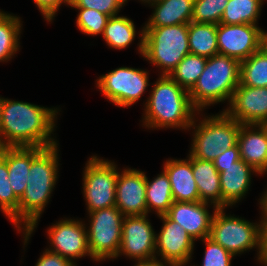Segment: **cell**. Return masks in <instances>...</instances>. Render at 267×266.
<instances>
[{
	"label": "cell",
	"mask_w": 267,
	"mask_h": 266,
	"mask_svg": "<svg viewBox=\"0 0 267 266\" xmlns=\"http://www.w3.org/2000/svg\"><path fill=\"white\" fill-rule=\"evenodd\" d=\"M252 171L258 173L242 159L234 162L229 167H222V172L219 174L224 209L237 203L247 193L251 183Z\"/></svg>",
	"instance_id": "cell-20"
},
{
	"label": "cell",
	"mask_w": 267,
	"mask_h": 266,
	"mask_svg": "<svg viewBox=\"0 0 267 266\" xmlns=\"http://www.w3.org/2000/svg\"><path fill=\"white\" fill-rule=\"evenodd\" d=\"M6 163V147H0V209L18 228V204L10 182Z\"/></svg>",
	"instance_id": "cell-31"
},
{
	"label": "cell",
	"mask_w": 267,
	"mask_h": 266,
	"mask_svg": "<svg viewBox=\"0 0 267 266\" xmlns=\"http://www.w3.org/2000/svg\"><path fill=\"white\" fill-rule=\"evenodd\" d=\"M188 44L191 54L205 58L219 54L217 25L210 23H188Z\"/></svg>",
	"instance_id": "cell-24"
},
{
	"label": "cell",
	"mask_w": 267,
	"mask_h": 266,
	"mask_svg": "<svg viewBox=\"0 0 267 266\" xmlns=\"http://www.w3.org/2000/svg\"><path fill=\"white\" fill-rule=\"evenodd\" d=\"M206 63L207 58L189 53L179 62L169 76L181 87L190 91L197 83Z\"/></svg>",
	"instance_id": "cell-29"
},
{
	"label": "cell",
	"mask_w": 267,
	"mask_h": 266,
	"mask_svg": "<svg viewBox=\"0 0 267 266\" xmlns=\"http://www.w3.org/2000/svg\"><path fill=\"white\" fill-rule=\"evenodd\" d=\"M240 61L221 54L207 58L197 83L189 91L193 106L200 111L210 104L230 102L240 83Z\"/></svg>",
	"instance_id": "cell-4"
},
{
	"label": "cell",
	"mask_w": 267,
	"mask_h": 266,
	"mask_svg": "<svg viewBox=\"0 0 267 266\" xmlns=\"http://www.w3.org/2000/svg\"><path fill=\"white\" fill-rule=\"evenodd\" d=\"M167 263V264H166ZM137 265L135 266H182L180 264L172 263V262H161V260H153V261H148V262H143V263H136ZM166 264V265H165Z\"/></svg>",
	"instance_id": "cell-40"
},
{
	"label": "cell",
	"mask_w": 267,
	"mask_h": 266,
	"mask_svg": "<svg viewBox=\"0 0 267 266\" xmlns=\"http://www.w3.org/2000/svg\"><path fill=\"white\" fill-rule=\"evenodd\" d=\"M41 147H6V163L9 182L15 196L20 199L27 187V178L33 158Z\"/></svg>",
	"instance_id": "cell-21"
},
{
	"label": "cell",
	"mask_w": 267,
	"mask_h": 266,
	"mask_svg": "<svg viewBox=\"0 0 267 266\" xmlns=\"http://www.w3.org/2000/svg\"><path fill=\"white\" fill-rule=\"evenodd\" d=\"M262 47L267 51V32L262 30Z\"/></svg>",
	"instance_id": "cell-42"
},
{
	"label": "cell",
	"mask_w": 267,
	"mask_h": 266,
	"mask_svg": "<svg viewBox=\"0 0 267 266\" xmlns=\"http://www.w3.org/2000/svg\"><path fill=\"white\" fill-rule=\"evenodd\" d=\"M116 181L115 207L126 216L147 215L146 175L136 169H124Z\"/></svg>",
	"instance_id": "cell-14"
},
{
	"label": "cell",
	"mask_w": 267,
	"mask_h": 266,
	"mask_svg": "<svg viewBox=\"0 0 267 266\" xmlns=\"http://www.w3.org/2000/svg\"><path fill=\"white\" fill-rule=\"evenodd\" d=\"M146 205L147 214L152 209L156 210L157 215H164L169 211V208L174 202L171 190V184L166 172H163L149 181L146 176Z\"/></svg>",
	"instance_id": "cell-25"
},
{
	"label": "cell",
	"mask_w": 267,
	"mask_h": 266,
	"mask_svg": "<svg viewBox=\"0 0 267 266\" xmlns=\"http://www.w3.org/2000/svg\"><path fill=\"white\" fill-rule=\"evenodd\" d=\"M241 160L238 143L213 160L217 171L222 172V167H229L234 162Z\"/></svg>",
	"instance_id": "cell-36"
},
{
	"label": "cell",
	"mask_w": 267,
	"mask_h": 266,
	"mask_svg": "<svg viewBox=\"0 0 267 266\" xmlns=\"http://www.w3.org/2000/svg\"><path fill=\"white\" fill-rule=\"evenodd\" d=\"M265 172H267V163H266V167H265V169H264L260 174H263V173H265Z\"/></svg>",
	"instance_id": "cell-45"
},
{
	"label": "cell",
	"mask_w": 267,
	"mask_h": 266,
	"mask_svg": "<svg viewBox=\"0 0 267 266\" xmlns=\"http://www.w3.org/2000/svg\"><path fill=\"white\" fill-rule=\"evenodd\" d=\"M136 35L135 26L127 17L112 16L109 18L103 37L111 48L123 49L128 47Z\"/></svg>",
	"instance_id": "cell-28"
},
{
	"label": "cell",
	"mask_w": 267,
	"mask_h": 266,
	"mask_svg": "<svg viewBox=\"0 0 267 266\" xmlns=\"http://www.w3.org/2000/svg\"><path fill=\"white\" fill-rule=\"evenodd\" d=\"M141 1H143V2L145 1L146 3L152 5V4H154V3L159 2L160 0H141ZM125 2H127V0H124V3H125Z\"/></svg>",
	"instance_id": "cell-43"
},
{
	"label": "cell",
	"mask_w": 267,
	"mask_h": 266,
	"mask_svg": "<svg viewBox=\"0 0 267 266\" xmlns=\"http://www.w3.org/2000/svg\"><path fill=\"white\" fill-rule=\"evenodd\" d=\"M229 0H195L191 22L220 24Z\"/></svg>",
	"instance_id": "cell-32"
},
{
	"label": "cell",
	"mask_w": 267,
	"mask_h": 266,
	"mask_svg": "<svg viewBox=\"0 0 267 266\" xmlns=\"http://www.w3.org/2000/svg\"><path fill=\"white\" fill-rule=\"evenodd\" d=\"M237 143L241 159L261 173L267 163V125L241 124Z\"/></svg>",
	"instance_id": "cell-18"
},
{
	"label": "cell",
	"mask_w": 267,
	"mask_h": 266,
	"mask_svg": "<svg viewBox=\"0 0 267 266\" xmlns=\"http://www.w3.org/2000/svg\"><path fill=\"white\" fill-rule=\"evenodd\" d=\"M146 217H124L121 245L116 257L123 253L138 260V263L156 260V234Z\"/></svg>",
	"instance_id": "cell-11"
},
{
	"label": "cell",
	"mask_w": 267,
	"mask_h": 266,
	"mask_svg": "<svg viewBox=\"0 0 267 266\" xmlns=\"http://www.w3.org/2000/svg\"><path fill=\"white\" fill-rule=\"evenodd\" d=\"M206 243L202 266H231L233 255L211 238L202 239Z\"/></svg>",
	"instance_id": "cell-34"
},
{
	"label": "cell",
	"mask_w": 267,
	"mask_h": 266,
	"mask_svg": "<svg viewBox=\"0 0 267 266\" xmlns=\"http://www.w3.org/2000/svg\"><path fill=\"white\" fill-rule=\"evenodd\" d=\"M57 110L23 101H2L0 118V147H51ZM4 137H2V136ZM3 138V139H2Z\"/></svg>",
	"instance_id": "cell-1"
},
{
	"label": "cell",
	"mask_w": 267,
	"mask_h": 266,
	"mask_svg": "<svg viewBox=\"0 0 267 266\" xmlns=\"http://www.w3.org/2000/svg\"><path fill=\"white\" fill-rule=\"evenodd\" d=\"M138 49L144 58L162 69V75H170L190 53L188 24L144 27Z\"/></svg>",
	"instance_id": "cell-5"
},
{
	"label": "cell",
	"mask_w": 267,
	"mask_h": 266,
	"mask_svg": "<svg viewBox=\"0 0 267 266\" xmlns=\"http://www.w3.org/2000/svg\"><path fill=\"white\" fill-rule=\"evenodd\" d=\"M240 84L248 87H267V51L263 47L241 61Z\"/></svg>",
	"instance_id": "cell-26"
},
{
	"label": "cell",
	"mask_w": 267,
	"mask_h": 266,
	"mask_svg": "<svg viewBox=\"0 0 267 266\" xmlns=\"http://www.w3.org/2000/svg\"><path fill=\"white\" fill-rule=\"evenodd\" d=\"M111 161L93 156L84 170L83 190L88 212L115 206L118 173Z\"/></svg>",
	"instance_id": "cell-9"
},
{
	"label": "cell",
	"mask_w": 267,
	"mask_h": 266,
	"mask_svg": "<svg viewBox=\"0 0 267 266\" xmlns=\"http://www.w3.org/2000/svg\"><path fill=\"white\" fill-rule=\"evenodd\" d=\"M159 218L164 224L160 234L156 235V253H160L161 260L164 262L186 265L191 259L194 240L184 228L172 221L166 214L159 215Z\"/></svg>",
	"instance_id": "cell-16"
},
{
	"label": "cell",
	"mask_w": 267,
	"mask_h": 266,
	"mask_svg": "<svg viewBox=\"0 0 267 266\" xmlns=\"http://www.w3.org/2000/svg\"><path fill=\"white\" fill-rule=\"evenodd\" d=\"M21 23L18 17L0 11V61H8L19 49Z\"/></svg>",
	"instance_id": "cell-30"
},
{
	"label": "cell",
	"mask_w": 267,
	"mask_h": 266,
	"mask_svg": "<svg viewBox=\"0 0 267 266\" xmlns=\"http://www.w3.org/2000/svg\"><path fill=\"white\" fill-rule=\"evenodd\" d=\"M264 0H229L226 5L221 24L257 25Z\"/></svg>",
	"instance_id": "cell-27"
},
{
	"label": "cell",
	"mask_w": 267,
	"mask_h": 266,
	"mask_svg": "<svg viewBox=\"0 0 267 266\" xmlns=\"http://www.w3.org/2000/svg\"><path fill=\"white\" fill-rule=\"evenodd\" d=\"M195 0H160L145 27H164L191 22Z\"/></svg>",
	"instance_id": "cell-23"
},
{
	"label": "cell",
	"mask_w": 267,
	"mask_h": 266,
	"mask_svg": "<svg viewBox=\"0 0 267 266\" xmlns=\"http://www.w3.org/2000/svg\"><path fill=\"white\" fill-rule=\"evenodd\" d=\"M70 6L96 10L112 17L124 6V0H70Z\"/></svg>",
	"instance_id": "cell-35"
},
{
	"label": "cell",
	"mask_w": 267,
	"mask_h": 266,
	"mask_svg": "<svg viewBox=\"0 0 267 266\" xmlns=\"http://www.w3.org/2000/svg\"><path fill=\"white\" fill-rule=\"evenodd\" d=\"M193 123L195 134L190 156L201 160L213 161L224 151L238 142L241 124L229 117L224 111L215 116L204 118L198 126Z\"/></svg>",
	"instance_id": "cell-6"
},
{
	"label": "cell",
	"mask_w": 267,
	"mask_h": 266,
	"mask_svg": "<svg viewBox=\"0 0 267 266\" xmlns=\"http://www.w3.org/2000/svg\"><path fill=\"white\" fill-rule=\"evenodd\" d=\"M97 87L115 105L127 107L141 98L148 84V72L120 67L97 80Z\"/></svg>",
	"instance_id": "cell-10"
},
{
	"label": "cell",
	"mask_w": 267,
	"mask_h": 266,
	"mask_svg": "<svg viewBox=\"0 0 267 266\" xmlns=\"http://www.w3.org/2000/svg\"><path fill=\"white\" fill-rule=\"evenodd\" d=\"M90 228L87 230L88 248L96 260L116 258L121 239L124 215L115 207L89 212Z\"/></svg>",
	"instance_id": "cell-7"
},
{
	"label": "cell",
	"mask_w": 267,
	"mask_h": 266,
	"mask_svg": "<svg viewBox=\"0 0 267 266\" xmlns=\"http://www.w3.org/2000/svg\"><path fill=\"white\" fill-rule=\"evenodd\" d=\"M47 21L51 22L62 3L70 5V0H34Z\"/></svg>",
	"instance_id": "cell-37"
},
{
	"label": "cell",
	"mask_w": 267,
	"mask_h": 266,
	"mask_svg": "<svg viewBox=\"0 0 267 266\" xmlns=\"http://www.w3.org/2000/svg\"><path fill=\"white\" fill-rule=\"evenodd\" d=\"M217 46L219 54L240 62L262 47V29L252 24H218Z\"/></svg>",
	"instance_id": "cell-12"
},
{
	"label": "cell",
	"mask_w": 267,
	"mask_h": 266,
	"mask_svg": "<svg viewBox=\"0 0 267 266\" xmlns=\"http://www.w3.org/2000/svg\"><path fill=\"white\" fill-rule=\"evenodd\" d=\"M224 112L240 124L267 125V87H236Z\"/></svg>",
	"instance_id": "cell-13"
},
{
	"label": "cell",
	"mask_w": 267,
	"mask_h": 266,
	"mask_svg": "<svg viewBox=\"0 0 267 266\" xmlns=\"http://www.w3.org/2000/svg\"><path fill=\"white\" fill-rule=\"evenodd\" d=\"M261 208L263 209V215L265 217H267V191L265 192V194L263 195V197L261 198Z\"/></svg>",
	"instance_id": "cell-41"
},
{
	"label": "cell",
	"mask_w": 267,
	"mask_h": 266,
	"mask_svg": "<svg viewBox=\"0 0 267 266\" xmlns=\"http://www.w3.org/2000/svg\"><path fill=\"white\" fill-rule=\"evenodd\" d=\"M172 190L174 201L197 202L200 201L196 181L192 172V156L185 160H168L164 164Z\"/></svg>",
	"instance_id": "cell-19"
},
{
	"label": "cell",
	"mask_w": 267,
	"mask_h": 266,
	"mask_svg": "<svg viewBox=\"0 0 267 266\" xmlns=\"http://www.w3.org/2000/svg\"><path fill=\"white\" fill-rule=\"evenodd\" d=\"M80 10L76 19L78 29L84 34H103L110 16L88 8H75Z\"/></svg>",
	"instance_id": "cell-33"
},
{
	"label": "cell",
	"mask_w": 267,
	"mask_h": 266,
	"mask_svg": "<svg viewBox=\"0 0 267 266\" xmlns=\"http://www.w3.org/2000/svg\"><path fill=\"white\" fill-rule=\"evenodd\" d=\"M80 221L61 220L48 229L49 239L52 242L51 252L73 262L72 258H81L85 255L95 260L88 248L87 231ZM54 248V249H53Z\"/></svg>",
	"instance_id": "cell-15"
},
{
	"label": "cell",
	"mask_w": 267,
	"mask_h": 266,
	"mask_svg": "<svg viewBox=\"0 0 267 266\" xmlns=\"http://www.w3.org/2000/svg\"><path fill=\"white\" fill-rule=\"evenodd\" d=\"M263 217L260 222V252L258 259L267 266V217Z\"/></svg>",
	"instance_id": "cell-39"
},
{
	"label": "cell",
	"mask_w": 267,
	"mask_h": 266,
	"mask_svg": "<svg viewBox=\"0 0 267 266\" xmlns=\"http://www.w3.org/2000/svg\"><path fill=\"white\" fill-rule=\"evenodd\" d=\"M2 101H3V98L0 97V118H1Z\"/></svg>",
	"instance_id": "cell-44"
},
{
	"label": "cell",
	"mask_w": 267,
	"mask_h": 266,
	"mask_svg": "<svg viewBox=\"0 0 267 266\" xmlns=\"http://www.w3.org/2000/svg\"><path fill=\"white\" fill-rule=\"evenodd\" d=\"M208 203L174 201L166 215L178 223L193 240L209 237L213 216L207 210Z\"/></svg>",
	"instance_id": "cell-17"
},
{
	"label": "cell",
	"mask_w": 267,
	"mask_h": 266,
	"mask_svg": "<svg viewBox=\"0 0 267 266\" xmlns=\"http://www.w3.org/2000/svg\"><path fill=\"white\" fill-rule=\"evenodd\" d=\"M151 92L145 107L144 124L147 127L187 129L191 126L193 114L198 110L190 100L189 91L169 75H162Z\"/></svg>",
	"instance_id": "cell-3"
},
{
	"label": "cell",
	"mask_w": 267,
	"mask_h": 266,
	"mask_svg": "<svg viewBox=\"0 0 267 266\" xmlns=\"http://www.w3.org/2000/svg\"><path fill=\"white\" fill-rule=\"evenodd\" d=\"M223 210L214 209L209 238L233 256L254 247H258L260 252V225L226 216Z\"/></svg>",
	"instance_id": "cell-8"
},
{
	"label": "cell",
	"mask_w": 267,
	"mask_h": 266,
	"mask_svg": "<svg viewBox=\"0 0 267 266\" xmlns=\"http://www.w3.org/2000/svg\"><path fill=\"white\" fill-rule=\"evenodd\" d=\"M57 144L43 148L32 160L27 178V187L19 199L18 204V231L25 230L24 244L27 243L38 219L49 202L50 195L56 184L58 172Z\"/></svg>",
	"instance_id": "cell-2"
},
{
	"label": "cell",
	"mask_w": 267,
	"mask_h": 266,
	"mask_svg": "<svg viewBox=\"0 0 267 266\" xmlns=\"http://www.w3.org/2000/svg\"><path fill=\"white\" fill-rule=\"evenodd\" d=\"M36 266H76L74 262L62 257L60 254L51 252L49 249L39 258Z\"/></svg>",
	"instance_id": "cell-38"
},
{
	"label": "cell",
	"mask_w": 267,
	"mask_h": 266,
	"mask_svg": "<svg viewBox=\"0 0 267 266\" xmlns=\"http://www.w3.org/2000/svg\"><path fill=\"white\" fill-rule=\"evenodd\" d=\"M192 172L196 181L200 201L213 203L214 209H224V200L222 199L220 188V174L214 166L213 161L192 157Z\"/></svg>",
	"instance_id": "cell-22"
}]
</instances>
